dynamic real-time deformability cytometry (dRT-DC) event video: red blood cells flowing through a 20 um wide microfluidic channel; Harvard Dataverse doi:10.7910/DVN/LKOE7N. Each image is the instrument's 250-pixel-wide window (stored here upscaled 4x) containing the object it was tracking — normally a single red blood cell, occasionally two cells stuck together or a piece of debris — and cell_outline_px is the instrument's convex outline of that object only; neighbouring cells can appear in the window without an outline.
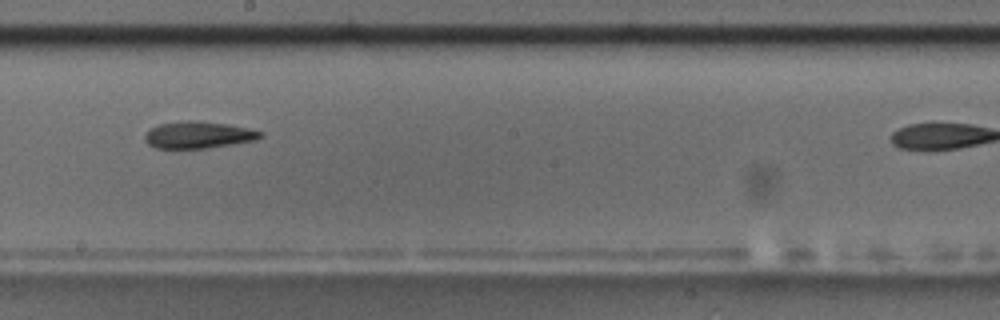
{"species": "common noctule bat (a hibernating species)", "species_latin": "Nyctalus noctula", "temperature_condition": "room temperature", "stored_images_in_passage": 17, "camera_frame_rate_fps": 3000, "um_per_image_px": 0.085, "animal": {"sex": "male", "body_mass_g": 17.5, "forearm_length_mm": 52.3}, "frame": {"image": 1, "passage_image": 10, "time_ms": 10.333, "image_size_px": [1000, 320], "cell_outline_px": [[264, 132], [256, 140], [208, 148], [156, 148], [148, 144], [144, 140], [144, 136], [148, 128], [156, 124], [188, 120], [192, 120], [228, 124], [248, 128]], "centroid_in_image_um": [16.8, 11.46], "position_along_channel_um": 231.4, "area_um2": 18.21}}